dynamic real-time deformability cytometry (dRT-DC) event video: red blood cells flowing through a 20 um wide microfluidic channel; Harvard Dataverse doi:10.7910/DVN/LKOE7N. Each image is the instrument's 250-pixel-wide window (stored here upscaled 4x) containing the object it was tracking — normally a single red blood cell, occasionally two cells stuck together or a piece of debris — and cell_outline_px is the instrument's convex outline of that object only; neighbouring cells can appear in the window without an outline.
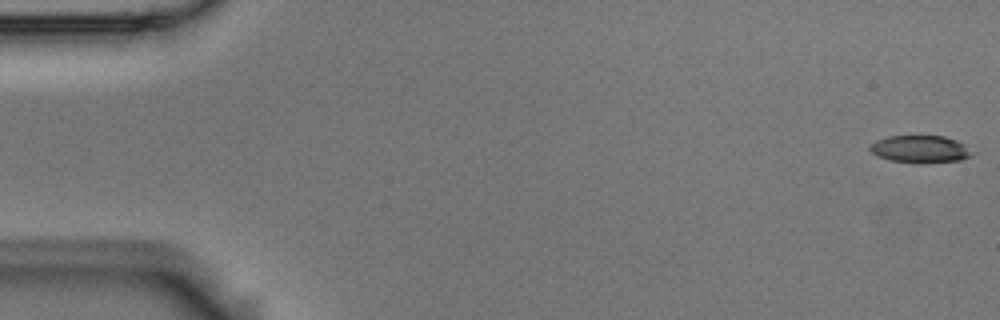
{"species": "Egyptian fruit bat (a non-hibernating species)", "species_latin": "Rousettus aegyptiacus", "temperature_condition": "room temperature", "stored_images_in_passage": 54, "camera_frame_rate_fps": 3000, "um_per_image_px": 0.085, "animal": {"sex": "male"}, "frame": {"image": 1, "passage_image": 1, "time_ms": 0.0, "image_size_px": [1000, 320], "cell_outline_px": [[972, 156], [960, 160], [888, 160], [872, 152], [868, 148], [876, 140], [888, 136], [944, 136], [956, 140], [964, 144], [972, 152]], "centroid_in_image_um": [78.21, 12.61], "position_along_channel_um": 6.8, "area_um2": 15.26}}
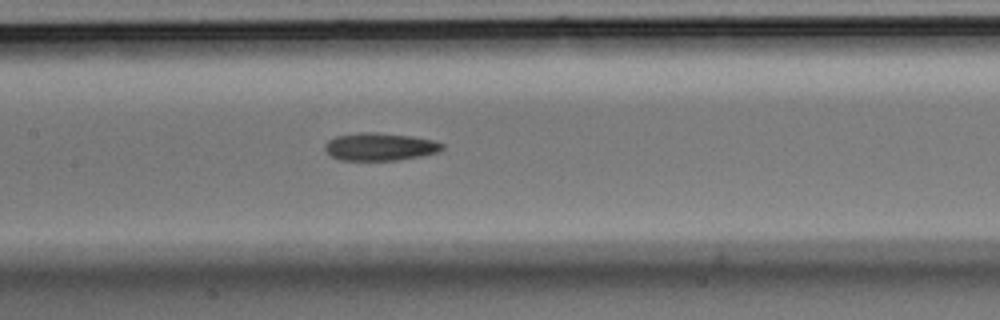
{"frame": {"image": 2, "passage_image": 26, "time_ms": 8.333, "image_size_px": [1000, 320], "cell_outline_px": [[444, 148], [436, 152], [420, 156], [396, 160], [340, 160], [332, 156], [324, 148], [324, 144], [328, 140], [336, 136], [360, 132], [376, 132], [412, 136], [432, 140], [444, 144]], "centroid_in_image_um": [32.27, 12.46], "position_along_channel_um": 175.1, "area_um2": 18.84}}
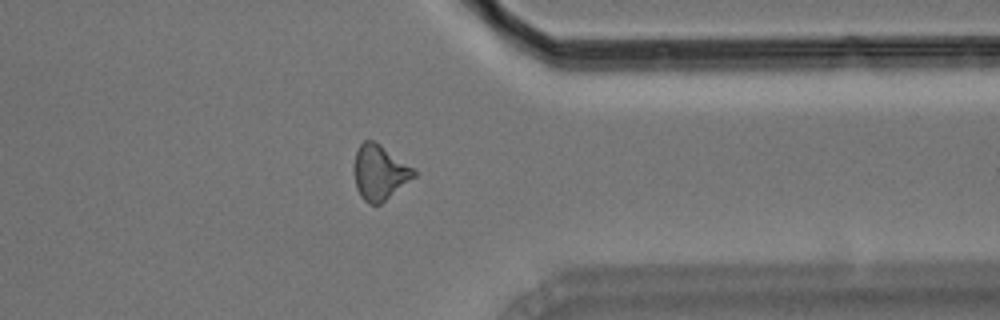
{"frame": {"image": 3, "passage_image": 43, "time_ms": 14.0, "image_size_px": [1000, 320], "cell_outline_px": [[416, 176], [380, 204], [368, 204], [360, 196], [356, 188], [352, 168], [356, 152], [360, 144], [364, 140], [372, 140], [380, 144], [412, 168], [416, 172]], "centroid_in_image_um": [32.21, 14.66], "position_along_channel_um": 379.2, "area_um2": 19.07}}